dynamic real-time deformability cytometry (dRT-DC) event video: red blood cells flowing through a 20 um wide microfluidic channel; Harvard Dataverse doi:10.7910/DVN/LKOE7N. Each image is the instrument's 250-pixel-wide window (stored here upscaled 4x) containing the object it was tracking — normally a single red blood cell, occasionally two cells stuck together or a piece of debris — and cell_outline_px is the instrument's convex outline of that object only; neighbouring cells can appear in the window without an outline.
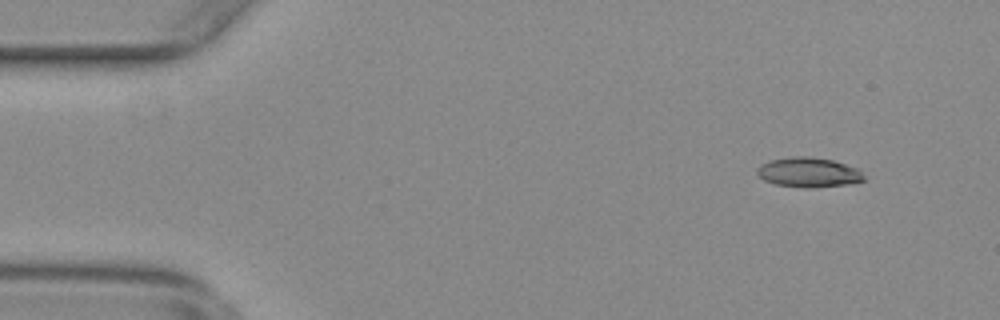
{"species": "common noctule bat (a hibernating species)", "species_latin": "Nyctalus noctula", "temperature_condition": "warm", "stored_images_in_passage": 53, "camera_frame_rate_fps": 3000, "um_per_image_px": 0.085, "animal": {"sex": "female", "body_mass_g": 29.2, "forearm_length_mm": 56.3}, "frame": {"image": 1, "passage_image": 4, "time_ms": 1.0, "image_size_px": [1000, 320], "cell_outline_px": [[864, 180], [848, 184], [804, 188], [776, 184], [764, 180], [756, 172], [756, 168], [760, 164], [772, 160], [792, 156], [808, 156], [832, 160], [856, 168], [864, 176]], "centroid_in_image_um": [68.69, 14.64], "position_along_channel_um": 16.3, "area_um2": 18.26}}
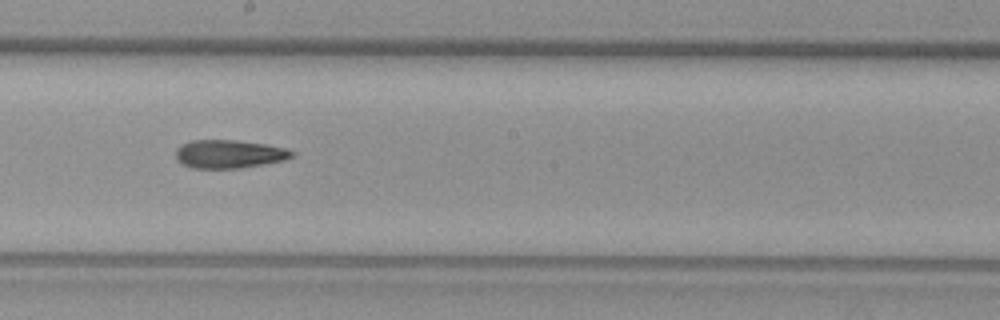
{"frame": {"image": 2, "passage_image": 29, "time_ms": 9.333, "image_size_px": [1000, 320], "cell_outline_px": [[296, 152], [292, 156], [284, 160], [240, 168], [192, 168], [180, 164], [176, 160], [176, 148], [180, 144], [192, 140], [236, 140], [264, 144], [288, 148]], "centroid_in_image_um": [19.44, 13.09], "position_along_channel_um": 228.8, "area_um2": 19.31}}
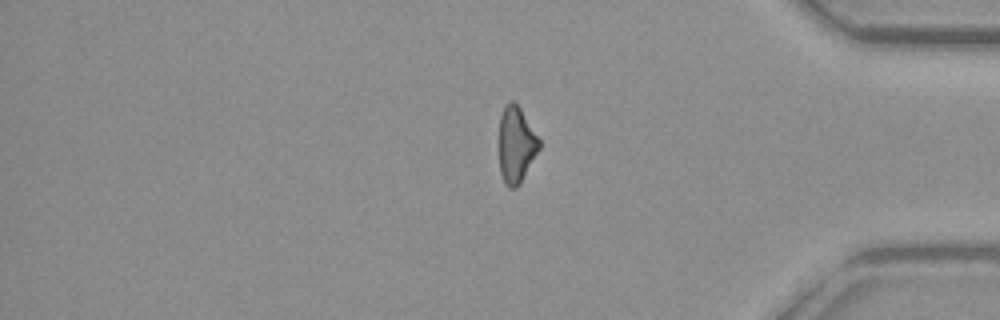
{"frame": {"image": 3, "passage_image": 44, "time_ms": 14.333, "image_size_px": [1000, 320], "cell_outline_px": [[540, 148], [520, 184], [516, 188], [508, 188], [500, 172], [500, 116], [504, 104], [508, 100], [512, 100], [520, 108], [540, 140]], "centroid_in_image_um": [43.87, 12.29], "position_along_channel_um": 391.3, "area_um2": 17.69}, "authors_computed_cell_mechanics": {"area_um2": 19.074, "velocity_mm_per_s": 3.7838, "shape_relaxation_time_tau1_ms": null, "shape_relaxation_time_tau2_ms": 6.308, "deformation_change_tau1": null, "deformation_change_tau2": 0.176}}